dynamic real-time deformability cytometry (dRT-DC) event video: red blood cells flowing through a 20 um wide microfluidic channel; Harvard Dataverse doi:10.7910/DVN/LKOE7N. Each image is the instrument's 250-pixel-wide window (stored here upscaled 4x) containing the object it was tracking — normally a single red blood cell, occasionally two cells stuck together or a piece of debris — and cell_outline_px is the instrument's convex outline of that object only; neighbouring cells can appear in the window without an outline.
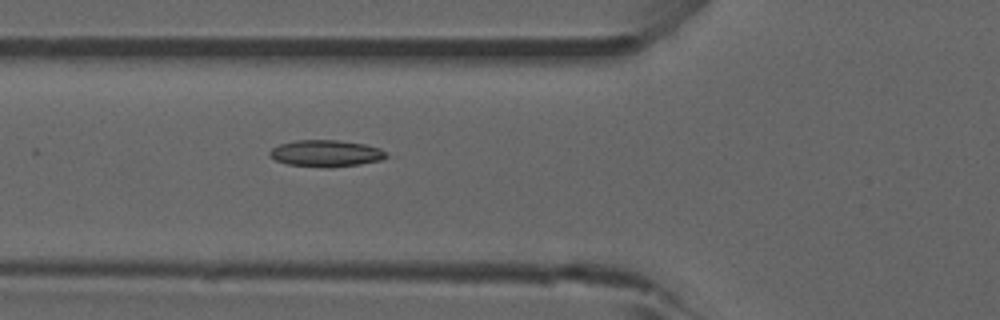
{"species": "common noctule bat (a hibernating species)", "species_latin": "Nyctalus noctula", "temperature_condition": "room temperature", "stored_images_in_passage": 18, "camera_frame_rate_fps": 3000, "um_per_image_px": 0.085, "animal": {"sex": "male", "forearm_length_mm": 52.5}, "frame": {"image": 1, "passage_image": 10, "time_ms": 3.0, "image_size_px": [1000, 320], "cell_outline_px": [[388, 156], [380, 160], [360, 164], [328, 168], [324, 168], [288, 164], [276, 160], [268, 156], [268, 152], [272, 148], [280, 144], [296, 140], [336, 140], [364, 144], [380, 148], [388, 152]], "centroid_in_image_um": [27.7, 13.04], "position_along_channel_um": 98.1, "area_um2": 18.21}}